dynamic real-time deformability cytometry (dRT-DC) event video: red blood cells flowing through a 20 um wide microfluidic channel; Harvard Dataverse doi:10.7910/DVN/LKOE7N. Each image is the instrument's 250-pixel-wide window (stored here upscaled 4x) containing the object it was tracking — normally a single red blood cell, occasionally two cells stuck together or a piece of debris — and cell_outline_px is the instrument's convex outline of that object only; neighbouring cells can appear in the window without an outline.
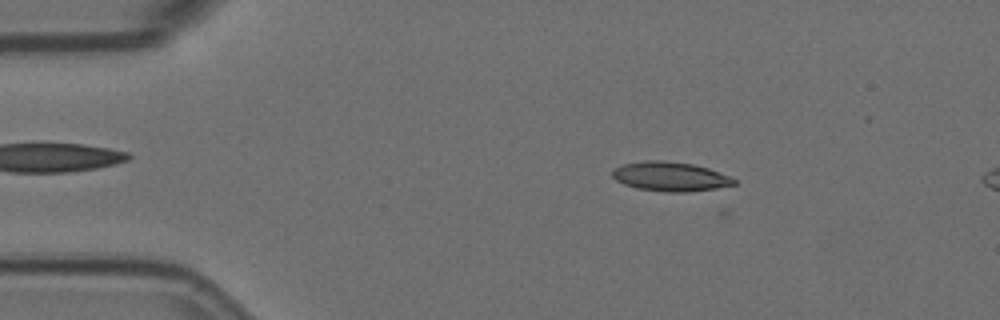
{"species": "Egyptian fruit bat (a non-hibernating species)", "species_latin": "Rousettus aegyptiacus", "temperature_condition": "room temperature", "stored_images_in_passage": 4, "camera_frame_rate_fps": 3000, "um_per_image_px": 0.085, "animal": {"sex": "female"}, "frame": {"image": 1, "passage_image": 2, "time_ms": 0.333, "image_size_px": [1000, 320], "cell_outline_px": [[736, 184], [716, 188], [688, 192], [664, 192], [636, 188], [624, 184], [616, 180], [612, 176], [612, 172], [616, 168], [624, 164], [644, 160], [660, 160], [692, 164], [708, 168], [728, 176], [736, 180]], "centroid_in_image_um": [56.96, 15.01], "position_along_channel_um": 28.0, "area_um2": 20.63}}